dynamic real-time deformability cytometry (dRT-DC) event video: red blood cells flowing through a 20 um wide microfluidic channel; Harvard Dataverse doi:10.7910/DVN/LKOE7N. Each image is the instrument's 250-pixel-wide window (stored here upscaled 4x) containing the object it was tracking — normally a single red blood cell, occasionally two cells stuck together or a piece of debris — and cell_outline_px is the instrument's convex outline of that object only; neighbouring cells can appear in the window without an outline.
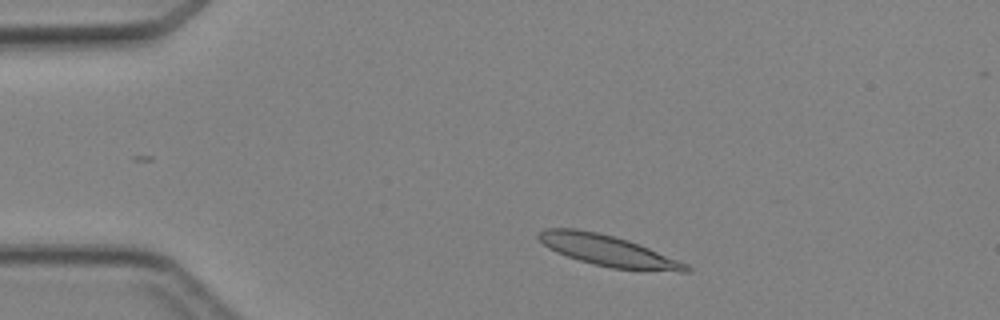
{"species": "Egyptian fruit bat (a non-hibernating species)", "species_latin": "Rousettus aegyptiacus", "temperature_condition": "cold", "stored_images_in_passage": 2, "camera_frame_rate_fps": 3000, "um_per_image_px": 0.085, "animal": {"sex": "female"}, "frame": {"image": 1, "passage_image": 1, "time_ms": 0.0, "image_size_px": [1000, 320], "cell_outline_px": [[692, 272], [680, 272], [612, 268], [580, 260], [556, 252], [548, 248], [536, 236], [544, 228], [576, 228], [596, 232], [628, 240], [688, 264], [692, 268]], "centroid_in_image_um": [51.69, 21.31], "position_along_channel_um": 33.3, "area_um2": 26.24}}